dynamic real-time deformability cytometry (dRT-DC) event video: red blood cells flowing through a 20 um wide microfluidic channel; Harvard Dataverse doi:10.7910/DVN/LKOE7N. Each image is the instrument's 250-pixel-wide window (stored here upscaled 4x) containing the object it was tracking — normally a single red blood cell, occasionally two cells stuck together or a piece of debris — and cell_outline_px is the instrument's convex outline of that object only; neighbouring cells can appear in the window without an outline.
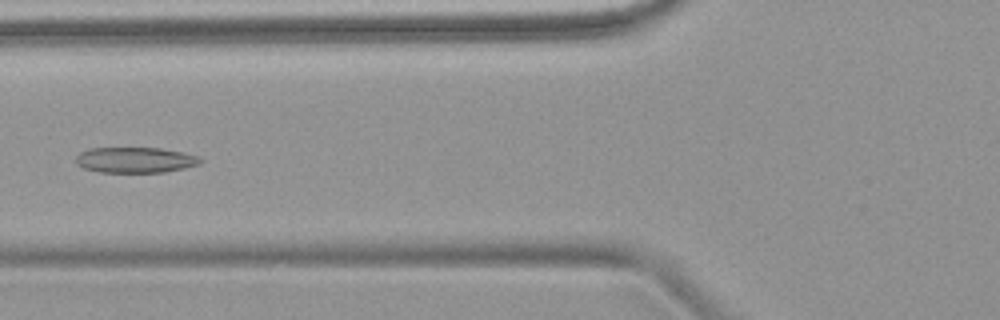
{"species": "common noctule bat (a hibernating species)", "species_latin": "Nyctalus noctula", "temperature_condition": "warm", "stored_images_in_passage": 6, "camera_frame_rate_fps": 3000, "um_per_image_px": 0.085, "animal": {"sex": "female", "body_mass_g": 18.4}, "frame": {"image": 1, "passage_image": 5, "time_ms": 5.667, "image_size_px": [1000, 320], "cell_outline_px": [[204, 160], [200, 164], [184, 168], [164, 172], [100, 172], [84, 168], [76, 164], [76, 156], [80, 152], [88, 148], [160, 148], [184, 152], [200, 156]], "centroid_in_image_um": [11.53, 13.59], "position_along_channel_um": 114.3, "area_um2": 18.73}}
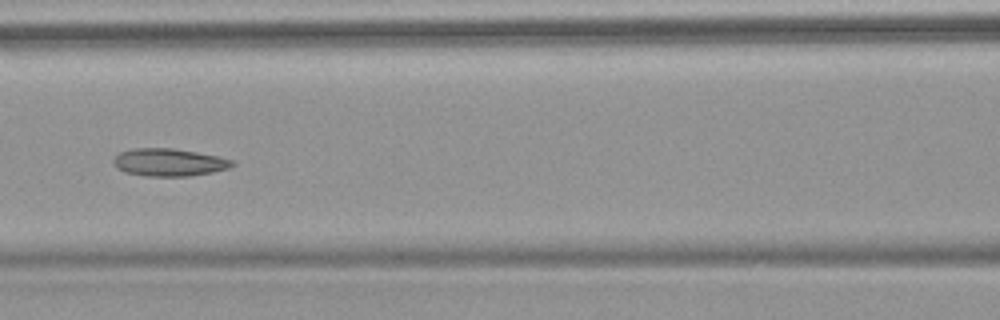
{"frame": {"image": 2, "passage_image": 6, "time_ms": 6.667, "image_size_px": [1000, 320], "cell_outline_px": [[236, 164], [228, 168], [212, 172], [188, 176], [144, 176], [124, 172], [116, 168], [112, 164], [112, 160], [120, 152], [132, 148], [172, 148], [220, 156], [232, 160]], "centroid_in_image_um": [14.33, 13.8], "position_along_channel_um": 152.3, "area_um2": 19.25}}